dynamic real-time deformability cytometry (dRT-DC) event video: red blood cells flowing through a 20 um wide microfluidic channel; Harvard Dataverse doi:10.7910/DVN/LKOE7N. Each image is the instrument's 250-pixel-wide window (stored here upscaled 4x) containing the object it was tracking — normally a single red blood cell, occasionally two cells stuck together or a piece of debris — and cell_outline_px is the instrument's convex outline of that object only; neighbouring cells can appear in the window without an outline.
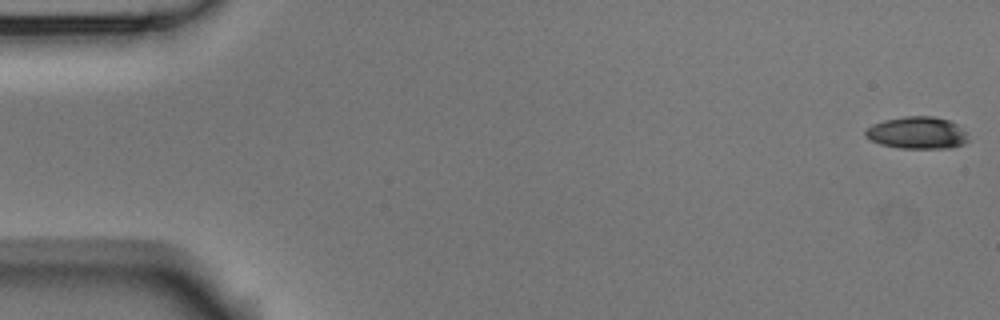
{"species": "Egyptian fruit bat (a non-hibernating species)", "species_latin": "Rousettus aegyptiacus", "temperature_condition": "room temperature", "stored_images_in_passage": 5, "segment_of_instrument_passage": [1, 2], "camera_frame_rate_fps": 3000, "um_per_image_px": 0.085, "animal": {"sex": "male"}, "frame": {"image": 1, "passage_image": 1, "time_ms": 0.0, "image_size_px": [1000, 320], "cell_outline_px": [[968, 140], [964, 144], [952, 148], [900, 148], [880, 144], [864, 136], [864, 132], [872, 124], [884, 120], [904, 116], [932, 116], [948, 120], [956, 124], [968, 132]], "centroid_in_image_um": [77.98, 11.29], "position_along_channel_um": 7.0, "area_um2": 19.36}}
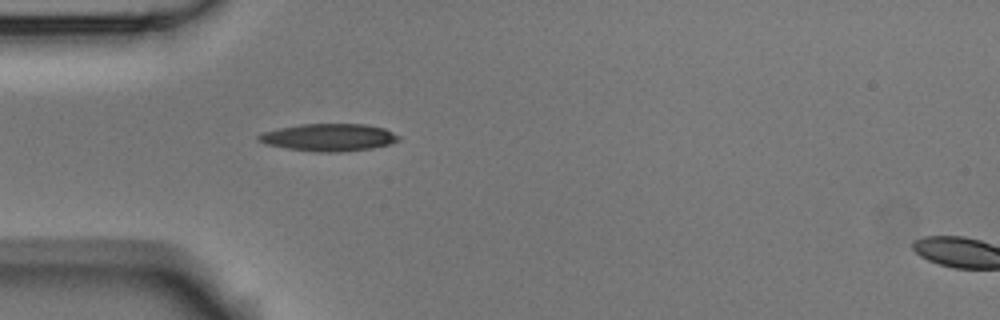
{"frame": {"image": 2, "passage_image": 4, "time_ms": 1.0, "image_size_px": [1000, 320], "cell_outline_px": [[400, 140], [392, 144], [372, 148], [340, 152], [316, 152], [288, 148], [264, 144], [256, 140], [256, 136], [264, 132], [280, 128], [300, 124], [364, 124], [384, 128], [400, 136]], "centroid_in_image_um": [27.96, 11.68], "position_along_channel_um": 57.0, "area_um2": 22.43}}